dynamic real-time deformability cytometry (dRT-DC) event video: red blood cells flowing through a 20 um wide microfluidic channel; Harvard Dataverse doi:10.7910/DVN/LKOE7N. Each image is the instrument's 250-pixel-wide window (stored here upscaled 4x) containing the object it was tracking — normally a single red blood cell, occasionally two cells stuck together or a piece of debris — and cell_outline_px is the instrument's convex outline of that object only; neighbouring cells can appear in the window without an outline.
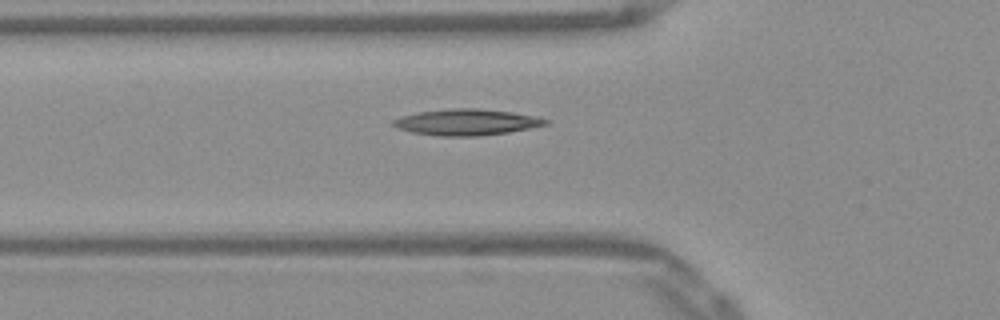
{"species": "Egyptian fruit bat (a non-hibernating species)", "species_latin": "Rousettus aegyptiacus", "temperature_condition": "warm", "stored_images_in_passage": 33, "camera_frame_rate_fps": 3000, "um_per_image_px": 0.085, "frame": {"image": 1, "passage_image": 2, "time_ms": 0.333, "image_size_px": [1000, 320], "cell_outline_px": [[548, 124], [508, 132], [480, 136], [440, 136], [412, 132], [396, 128], [392, 124], [392, 120], [400, 116], [420, 112], [448, 108], [476, 108], [512, 112], [536, 116], [548, 120]], "centroid_in_image_um": [39.62, 10.38], "position_along_channel_um": 86.2, "area_um2": 23.18}}
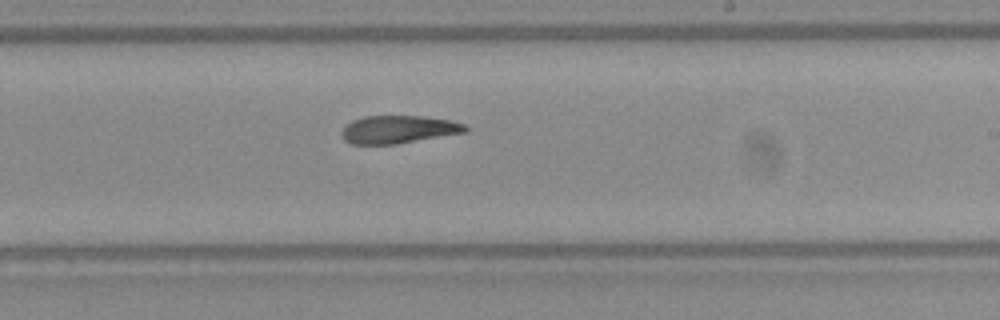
{"frame": {"image": 2, "passage_image": 15, "time_ms": 4.667, "image_size_px": [1000, 320], "cell_outline_px": [[468, 132], [396, 144], [352, 144], [344, 140], [340, 132], [352, 120], [364, 116], [420, 116], [448, 120], [464, 124], [468, 128]], "centroid_in_image_um": [33.86, 11.01], "position_along_channel_um": 255.1, "area_um2": 20.0}}
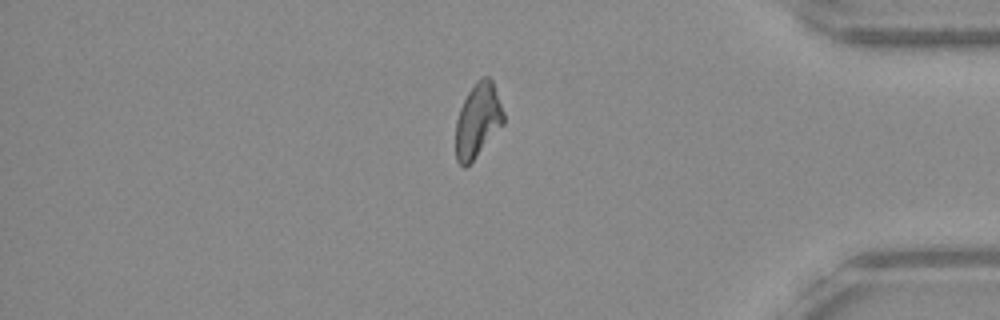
{"frame": {"image": 3, "passage_image": 28, "time_ms": 9.0, "image_size_px": [1000, 320], "cell_outline_px": [[504, 124], [472, 160], [464, 168], [456, 160], [456, 120], [460, 108], [468, 92], [476, 80], [484, 76], [488, 76], [492, 80], [504, 112]], "centroid_in_image_um": [40.61, 10.2], "position_along_channel_um": 394.6, "area_um2": 20.46}}